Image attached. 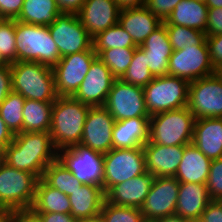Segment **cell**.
<instances>
[{"label":"cell","mask_w":222,"mask_h":222,"mask_svg":"<svg viewBox=\"0 0 222 222\" xmlns=\"http://www.w3.org/2000/svg\"><path fill=\"white\" fill-rule=\"evenodd\" d=\"M38 178L29 172L15 169L5 162L0 165V207L15 212L30 211Z\"/></svg>","instance_id":"obj_6"},{"label":"cell","mask_w":222,"mask_h":222,"mask_svg":"<svg viewBox=\"0 0 222 222\" xmlns=\"http://www.w3.org/2000/svg\"><path fill=\"white\" fill-rule=\"evenodd\" d=\"M96 57L92 47L90 50L60 58L52 67L58 96L72 97L76 93Z\"/></svg>","instance_id":"obj_12"},{"label":"cell","mask_w":222,"mask_h":222,"mask_svg":"<svg viewBox=\"0 0 222 222\" xmlns=\"http://www.w3.org/2000/svg\"><path fill=\"white\" fill-rule=\"evenodd\" d=\"M14 135L0 116V144L5 148L13 141Z\"/></svg>","instance_id":"obj_50"},{"label":"cell","mask_w":222,"mask_h":222,"mask_svg":"<svg viewBox=\"0 0 222 222\" xmlns=\"http://www.w3.org/2000/svg\"><path fill=\"white\" fill-rule=\"evenodd\" d=\"M208 45H194L173 51L169 58L168 75L183 78L188 82L214 74Z\"/></svg>","instance_id":"obj_14"},{"label":"cell","mask_w":222,"mask_h":222,"mask_svg":"<svg viewBox=\"0 0 222 222\" xmlns=\"http://www.w3.org/2000/svg\"><path fill=\"white\" fill-rule=\"evenodd\" d=\"M136 47L129 33L118 23L100 32L93 38V49L97 55L106 49Z\"/></svg>","instance_id":"obj_31"},{"label":"cell","mask_w":222,"mask_h":222,"mask_svg":"<svg viewBox=\"0 0 222 222\" xmlns=\"http://www.w3.org/2000/svg\"><path fill=\"white\" fill-rule=\"evenodd\" d=\"M68 198L71 205L70 214L79 221L100 215L105 193L100 186L77 184V188Z\"/></svg>","instance_id":"obj_24"},{"label":"cell","mask_w":222,"mask_h":222,"mask_svg":"<svg viewBox=\"0 0 222 222\" xmlns=\"http://www.w3.org/2000/svg\"><path fill=\"white\" fill-rule=\"evenodd\" d=\"M48 29L61 57L87 51L93 47V38L88 34L77 14H59Z\"/></svg>","instance_id":"obj_11"},{"label":"cell","mask_w":222,"mask_h":222,"mask_svg":"<svg viewBox=\"0 0 222 222\" xmlns=\"http://www.w3.org/2000/svg\"><path fill=\"white\" fill-rule=\"evenodd\" d=\"M57 159L82 184L96 185L103 189L104 154L76 144L57 151Z\"/></svg>","instance_id":"obj_9"},{"label":"cell","mask_w":222,"mask_h":222,"mask_svg":"<svg viewBox=\"0 0 222 222\" xmlns=\"http://www.w3.org/2000/svg\"><path fill=\"white\" fill-rule=\"evenodd\" d=\"M210 201L207 184L179 183L175 215L189 221L200 220Z\"/></svg>","instance_id":"obj_23"},{"label":"cell","mask_w":222,"mask_h":222,"mask_svg":"<svg viewBox=\"0 0 222 222\" xmlns=\"http://www.w3.org/2000/svg\"><path fill=\"white\" fill-rule=\"evenodd\" d=\"M153 222H190V221L178 215H171V216H166L164 218L156 219Z\"/></svg>","instance_id":"obj_54"},{"label":"cell","mask_w":222,"mask_h":222,"mask_svg":"<svg viewBox=\"0 0 222 222\" xmlns=\"http://www.w3.org/2000/svg\"><path fill=\"white\" fill-rule=\"evenodd\" d=\"M207 20L208 6L205 1L181 0L163 23L190 27L206 33Z\"/></svg>","instance_id":"obj_27"},{"label":"cell","mask_w":222,"mask_h":222,"mask_svg":"<svg viewBox=\"0 0 222 222\" xmlns=\"http://www.w3.org/2000/svg\"><path fill=\"white\" fill-rule=\"evenodd\" d=\"M146 172L143 147L112 148L104 154L103 191Z\"/></svg>","instance_id":"obj_8"},{"label":"cell","mask_w":222,"mask_h":222,"mask_svg":"<svg viewBox=\"0 0 222 222\" xmlns=\"http://www.w3.org/2000/svg\"><path fill=\"white\" fill-rule=\"evenodd\" d=\"M11 63L0 52V67L9 66Z\"/></svg>","instance_id":"obj_57"},{"label":"cell","mask_w":222,"mask_h":222,"mask_svg":"<svg viewBox=\"0 0 222 222\" xmlns=\"http://www.w3.org/2000/svg\"><path fill=\"white\" fill-rule=\"evenodd\" d=\"M211 161L192 143L184 145V154L174 177L179 183L206 184Z\"/></svg>","instance_id":"obj_26"},{"label":"cell","mask_w":222,"mask_h":222,"mask_svg":"<svg viewBox=\"0 0 222 222\" xmlns=\"http://www.w3.org/2000/svg\"><path fill=\"white\" fill-rule=\"evenodd\" d=\"M154 178V175L146 171L130 180L114 185L105 194V200L117 206L141 208Z\"/></svg>","instance_id":"obj_20"},{"label":"cell","mask_w":222,"mask_h":222,"mask_svg":"<svg viewBox=\"0 0 222 222\" xmlns=\"http://www.w3.org/2000/svg\"><path fill=\"white\" fill-rule=\"evenodd\" d=\"M206 36L222 34V8H208Z\"/></svg>","instance_id":"obj_44"},{"label":"cell","mask_w":222,"mask_h":222,"mask_svg":"<svg viewBox=\"0 0 222 222\" xmlns=\"http://www.w3.org/2000/svg\"><path fill=\"white\" fill-rule=\"evenodd\" d=\"M10 222H39V220L30 211L14 212Z\"/></svg>","instance_id":"obj_51"},{"label":"cell","mask_w":222,"mask_h":222,"mask_svg":"<svg viewBox=\"0 0 222 222\" xmlns=\"http://www.w3.org/2000/svg\"><path fill=\"white\" fill-rule=\"evenodd\" d=\"M195 120L187 106L152 115L149 118V141L165 146L191 144Z\"/></svg>","instance_id":"obj_5"},{"label":"cell","mask_w":222,"mask_h":222,"mask_svg":"<svg viewBox=\"0 0 222 222\" xmlns=\"http://www.w3.org/2000/svg\"><path fill=\"white\" fill-rule=\"evenodd\" d=\"M53 102L25 99L21 132H49Z\"/></svg>","instance_id":"obj_29"},{"label":"cell","mask_w":222,"mask_h":222,"mask_svg":"<svg viewBox=\"0 0 222 222\" xmlns=\"http://www.w3.org/2000/svg\"><path fill=\"white\" fill-rule=\"evenodd\" d=\"M120 9L134 8L145 6L146 0H115Z\"/></svg>","instance_id":"obj_52"},{"label":"cell","mask_w":222,"mask_h":222,"mask_svg":"<svg viewBox=\"0 0 222 222\" xmlns=\"http://www.w3.org/2000/svg\"><path fill=\"white\" fill-rule=\"evenodd\" d=\"M25 98L11 91L0 105V116L13 135L21 133Z\"/></svg>","instance_id":"obj_33"},{"label":"cell","mask_w":222,"mask_h":222,"mask_svg":"<svg viewBox=\"0 0 222 222\" xmlns=\"http://www.w3.org/2000/svg\"><path fill=\"white\" fill-rule=\"evenodd\" d=\"M146 171L155 177H174L184 154V146H165L148 141L143 146Z\"/></svg>","instance_id":"obj_19"},{"label":"cell","mask_w":222,"mask_h":222,"mask_svg":"<svg viewBox=\"0 0 222 222\" xmlns=\"http://www.w3.org/2000/svg\"><path fill=\"white\" fill-rule=\"evenodd\" d=\"M206 184L209 198L222 201V158L211 161Z\"/></svg>","instance_id":"obj_40"},{"label":"cell","mask_w":222,"mask_h":222,"mask_svg":"<svg viewBox=\"0 0 222 222\" xmlns=\"http://www.w3.org/2000/svg\"><path fill=\"white\" fill-rule=\"evenodd\" d=\"M179 2L181 0H146L145 7L164 22Z\"/></svg>","instance_id":"obj_42"},{"label":"cell","mask_w":222,"mask_h":222,"mask_svg":"<svg viewBox=\"0 0 222 222\" xmlns=\"http://www.w3.org/2000/svg\"><path fill=\"white\" fill-rule=\"evenodd\" d=\"M142 46L149 53L165 54V56H171L173 53L172 46L170 44L167 28L162 23L156 28L145 40Z\"/></svg>","instance_id":"obj_39"},{"label":"cell","mask_w":222,"mask_h":222,"mask_svg":"<svg viewBox=\"0 0 222 222\" xmlns=\"http://www.w3.org/2000/svg\"><path fill=\"white\" fill-rule=\"evenodd\" d=\"M134 51L135 48H112L101 51L97 56L116 79H121L132 62Z\"/></svg>","instance_id":"obj_36"},{"label":"cell","mask_w":222,"mask_h":222,"mask_svg":"<svg viewBox=\"0 0 222 222\" xmlns=\"http://www.w3.org/2000/svg\"><path fill=\"white\" fill-rule=\"evenodd\" d=\"M192 144L211 160L222 158V118L196 119Z\"/></svg>","instance_id":"obj_22"},{"label":"cell","mask_w":222,"mask_h":222,"mask_svg":"<svg viewBox=\"0 0 222 222\" xmlns=\"http://www.w3.org/2000/svg\"><path fill=\"white\" fill-rule=\"evenodd\" d=\"M201 222H222V201L211 200L200 218Z\"/></svg>","instance_id":"obj_46"},{"label":"cell","mask_w":222,"mask_h":222,"mask_svg":"<svg viewBox=\"0 0 222 222\" xmlns=\"http://www.w3.org/2000/svg\"><path fill=\"white\" fill-rule=\"evenodd\" d=\"M86 0H55L61 13L77 14Z\"/></svg>","instance_id":"obj_49"},{"label":"cell","mask_w":222,"mask_h":222,"mask_svg":"<svg viewBox=\"0 0 222 222\" xmlns=\"http://www.w3.org/2000/svg\"><path fill=\"white\" fill-rule=\"evenodd\" d=\"M207 3L208 8H222V0H201Z\"/></svg>","instance_id":"obj_55"},{"label":"cell","mask_w":222,"mask_h":222,"mask_svg":"<svg viewBox=\"0 0 222 222\" xmlns=\"http://www.w3.org/2000/svg\"><path fill=\"white\" fill-rule=\"evenodd\" d=\"M146 56L147 66L153 77L168 75L169 58L165 54L149 53L142 45L139 46Z\"/></svg>","instance_id":"obj_41"},{"label":"cell","mask_w":222,"mask_h":222,"mask_svg":"<svg viewBox=\"0 0 222 222\" xmlns=\"http://www.w3.org/2000/svg\"><path fill=\"white\" fill-rule=\"evenodd\" d=\"M179 182L175 177H155L142 205L141 212L147 222L175 215Z\"/></svg>","instance_id":"obj_15"},{"label":"cell","mask_w":222,"mask_h":222,"mask_svg":"<svg viewBox=\"0 0 222 222\" xmlns=\"http://www.w3.org/2000/svg\"><path fill=\"white\" fill-rule=\"evenodd\" d=\"M61 14L55 0H24L17 21L38 26H49Z\"/></svg>","instance_id":"obj_30"},{"label":"cell","mask_w":222,"mask_h":222,"mask_svg":"<svg viewBox=\"0 0 222 222\" xmlns=\"http://www.w3.org/2000/svg\"><path fill=\"white\" fill-rule=\"evenodd\" d=\"M189 82L177 76L154 77L144 90L145 105L149 116L186 107Z\"/></svg>","instance_id":"obj_7"},{"label":"cell","mask_w":222,"mask_h":222,"mask_svg":"<svg viewBox=\"0 0 222 222\" xmlns=\"http://www.w3.org/2000/svg\"><path fill=\"white\" fill-rule=\"evenodd\" d=\"M163 22L145 6L121 9L118 24L129 33L137 47Z\"/></svg>","instance_id":"obj_21"},{"label":"cell","mask_w":222,"mask_h":222,"mask_svg":"<svg viewBox=\"0 0 222 222\" xmlns=\"http://www.w3.org/2000/svg\"><path fill=\"white\" fill-rule=\"evenodd\" d=\"M120 10L115 0H86L77 16L88 34L94 38L118 23Z\"/></svg>","instance_id":"obj_18"},{"label":"cell","mask_w":222,"mask_h":222,"mask_svg":"<svg viewBox=\"0 0 222 222\" xmlns=\"http://www.w3.org/2000/svg\"><path fill=\"white\" fill-rule=\"evenodd\" d=\"M115 80L110 69L97 56L72 97L90 107L104 106Z\"/></svg>","instance_id":"obj_16"},{"label":"cell","mask_w":222,"mask_h":222,"mask_svg":"<svg viewBox=\"0 0 222 222\" xmlns=\"http://www.w3.org/2000/svg\"><path fill=\"white\" fill-rule=\"evenodd\" d=\"M114 118L104 107H90L80 144L105 154L113 148Z\"/></svg>","instance_id":"obj_17"},{"label":"cell","mask_w":222,"mask_h":222,"mask_svg":"<svg viewBox=\"0 0 222 222\" xmlns=\"http://www.w3.org/2000/svg\"><path fill=\"white\" fill-rule=\"evenodd\" d=\"M149 118L134 117L115 121L113 127V148L143 147L149 141Z\"/></svg>","instance_id":"obj_25"},{"label":"cell","mask_w":222,"mask_h":222,"mask_svg":"<svg viewBox=\"0 0 222 222\" xmlns=\"http://www.w3.org/2000/svg\"><path fill=\"white\" fill-rule=\"evenodd\" d=\"M101 217L105 222H145L140 208L117 206L104 200Z\"/></svg>","instance_id":"obj_37"},{"label":"cell","mask_w":222,"mask_h":222,"mask_svg":"<svg viewBox=\"0 0 222 222\" xmlns=\"http://www.w3.org/2000/svg\"><path fill=\"white\" fill-rule=\"evenodd\" d=\"M12 91L11 66L0 67V105Z\"/></svg>","instance_id":"obj_47"},{"label":"cell","mask_w":222,"mask_h":222,"mask_svg":"<svg viewBox=\"0 0 222 222\" xmlns=\"http://www.w3.org/2000/svg\"><path fill=\"white\" fill-rule=\"evenodd\" d=\"M190 222H201L200 220L190 221Z\"/></svg>","instance_id":"obj_61"},{"label":"cell","mask_w":222,"mask_h":222,"mask_svg":"<svg viewBox=\"0 0 222 222\" xmlns=\"http://www.w3.org/2000/svg\"><path fill=\"white\" fill-rule=\"evenodd\" d=\"M214 74L222 81V67H217L214 71Z\"/></svg>","instance_id":"obj_59"},{"label":"cell","mask_w":222,"mask_h":222,"mask_svg":"<svg viewBox=\"0 0 222 222\" xmlns=\"http://www.w3.org/2000/svg\"><path fill=\"white\" fill-rule=\"evenodd\" d=\"M3 20L4 18L0 15V24L2 23Z\"/></svg>","instance_id":"obj_60"},{"label":"cell","mask_w":222,"mask_h":222,"mask_svg":"<svg viewBox=\"0 0 222 222\" xmlns=\"http://www.w3.org/2000/svg\"><path fill=\"white\" fill-rule=\"evenodd\" d=\"M42 179L67 196L77 188V184H82L58 159L48 165Z\"/></svg>","instance_id":"obj_32"},{"label":"cell","mask_w":222,"mask_h":222,"mask_svg":"<svg viewBox=\"0 0 222 222\" xmlns=\"http://www.w3.org/2000/svg\"><path fill=\"white\" fill-rule=\"evenodd\" d=\"M14 210L10 208L0 207V222H10Z\"/></svg>","instance_id":"obj_53"},{"label":"cell","mask_w":222,"mask_h":222,"mask_svg":"<svg viewBox=\"0 0 222 222\" xmlns=\"http://www.w3.org/2000/svg\"><path fill=\"white\" fill-rule=\"evenodd\" d=\"M90 106L69 96H59L52 107L49 133L57 151L80 144Z\"/></svg>","instance_id":"obj_2"},{"label":"cell","mask_w":222,"mask_h":222,"mask_svg":"<svg viewBox=\"0 0 222 222\" xmlns=\"http://www.w3.org/2000/svg\"><path fill=\"white\" fill-rule=\"evenodd\" d=\"M165 26L173 51L183 50L188 46L207 45L206 34L200 30L178 25Z\"/></svg>","instance_id":"obj_34"},{"label":"cell","mask_w":222,"mask_h":222,"mask_svg":"<svg viewBox=\"0 0 222 222\" xmlns=\"http://www.w3.org/2000/svg\"><path fill=\"white\" fill-rule=\"evenodd\" d=\"M57 159L49 132H21L5 148L4 162L21 171L34 174L38 179L48 165Z\"/></svg>","instance_id":"obj_1"},{"label":"cell","mask_w":222,"mask_h":222,"mask_svg":"<svg viewBox=\"0 0 222 222\" xmlns=\"http://www.w3.org/2000/svg\"><path fill=\"white\" fill-rule=\"evenodd\" d=\"M24 0H0V15L4 19L16 20L22 10Z\"/></svg>","instance_id":"obj_45"},{"label":"cell","mask_w":222,"mask_h":222,"mask_svg":"<svg viewBox=\"0 0 222 222\" xmlns=\"http://www.w3.org/2000/svg\"><path fill=\"white\" fill-rule=\"evenodd\" d=\"M30 212L69 214L71 205L66 194L52 188L41 178L36 185L35 199Z\"/></svg>","instance_id":"obj_28"},{"label":"cell","mask_w":222,"mask_h":222,"mask_svg":"<svg viewBox=\"0 0 222 222\" xmlns=\"http://www.w3.org/2000/svg\"><path fill=\"white\" fill-rule=\"evenodd\" d=\"M10 66L13 92L44 102H54L59 97L52 67L31 61H17Z\"/></svg>","instance_id":"obj_3"},{"label":"cell","mask_w":222,"mask_h":222,"mask_svg":"<svg viewBox=\"0 0 222 222\" xmlns=\"http://www.w3.org/2000/svg\"><path fill=\"white\" fill-rule=\"evenodd\" d=\"M5 147L0 144V165L4 162Z\"/></svg>","instance_id":"obj_58"},{"label":"cell","mask_w":222,"mask_h":222,"mask_svg":"<svg viewBox=\"0 0 222 222\" xmlns=\"http://www.w3.org/2000/svg\"><path fill=\"white\" fill-rule=\"evenodd\" d=\"M77 222H105V221L103 220L101 215H99L97 217L87 218V219L79 220Z\"/></svg>","instance_id":"obj_56"},{"label":"cell","mask_w":222,"mask_h":222,"mask_svg":"<svg viewBox=\"0 0 222 222\" xmlns=\"http://www.w3.org/2000/svg\"><path fill=\"white\" fill-rule=\"evenodd\" d=\"M187 108L200 118H222V81L215 74L189 82Z\"/></svg>","instance_id":"obj_10"},{"label":"cell","mask_w":222,"mask_h":222,"mask_svg":"<svg viewBox=\"0 0 222 222\" xmlns=\"http://www.w3.org/2000/svg\"><path fill=\"white\" fill-rule=\"evenodd\" d=\"M16 20L4 19L0 24V52L10 62H17Z\"/></svg>","instance_id":"obj_38"},{"label":"cell","mask_w":222,"mask_h":222,"mask_svg":"<svg viewBox=\"0 0 222 222\" xmlns=\"http://www.w3.org/2000/svg\"><path fill=\"white\" fill-rule=\"evenodd\" d=\"M39 220V222H77V220L69 213H53V212H31Z\"/></svg>","instance_id":"obj_48"},{"label":"cell","mask_w":222,"mask_h":222,"mask_svg":"<svg viewBox=\"0 0 222 222\" xmlns=\"http://www.w3.org/2000/svg\"><path fill=\"white\" fill-rule=\"evenodd\" d=\"M104 107L115 121L134 117H150L146 105L144 90L116 79L108 93Z\"/></svg>","instance_id":"obj_13"},{"label":"cell","mask_w":222,"mask_h":222,"mask_svg":"<svg viewBox=\"0 0 222 222\" xmlns=\"http://www.w3.org/2000/svg\"><path fill=\"white\" fill-rule=\"evenodd\" d=\"M206 42L214 69L222 67V34L206 36Z\"/></svg>","instance_id":"obj_43"},{"label":"cell","mask_w":222,"mask_h":222,"mask_svg":"<svg viewBox=\"0 0 222 222\" xmlns=\"http://www.w3.org/2000/svg\"><path fill=\"white\" fill-rule=\"evenodd\" d=\"M153 79L154 77L147 66L144 51L140 47H136L132 62L121 80L125 83L144 88Z\"/></svg>","instance_id":"obj_35"},{"label":"cell","mask_w":222,"mask_h":222,"mask_svg":"<svg viewBox=\"0 0 222 222\" xmlns=\"http://www.w3.org/2000/svg\"><path fill=\"white\" fill-rule=\"evenodd\" d=\"M17 61H31L53 67L61 56L48 26L26 24L16 20Z\"/></svg>","instance_id":"obj_4"}]
</instances>
